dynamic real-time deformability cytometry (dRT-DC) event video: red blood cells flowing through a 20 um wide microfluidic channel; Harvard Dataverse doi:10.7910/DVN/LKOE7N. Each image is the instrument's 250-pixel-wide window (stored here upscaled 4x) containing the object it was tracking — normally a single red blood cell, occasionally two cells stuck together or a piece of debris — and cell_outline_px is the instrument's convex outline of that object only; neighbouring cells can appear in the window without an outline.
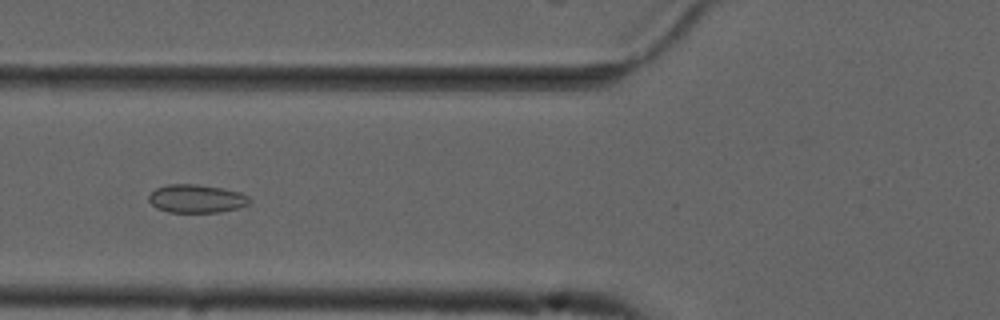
{"species": "common noctule bat (a hibernating species)", "species_latin": "Nyctalus noctula", "temperature_condition": "cold", "stored_images_in_passage": 43, "camera_frame_rate_fps": 3000, "um_per_image_px": 0.085, "animal": {"sex": "male", "forearm_length_mm": 52.5}, "frame": {"image": 1, "passage_image": 8, "time_ms": 2.333, "image_size_px": [1000, 320], "cell_outline_px": [[252, 200], [248, 204], [240, 208], [220, 212], [168, 212], [156, 208], [148, 200], [148, 196], [156, 188], [164, 184], [196, 184], [220, 188], [240, 192], [248, 196]], "centroid_in_image_um": [16.7, 16.89], "position_along_channel_um": 109.1, "area_um2": 16.7}}
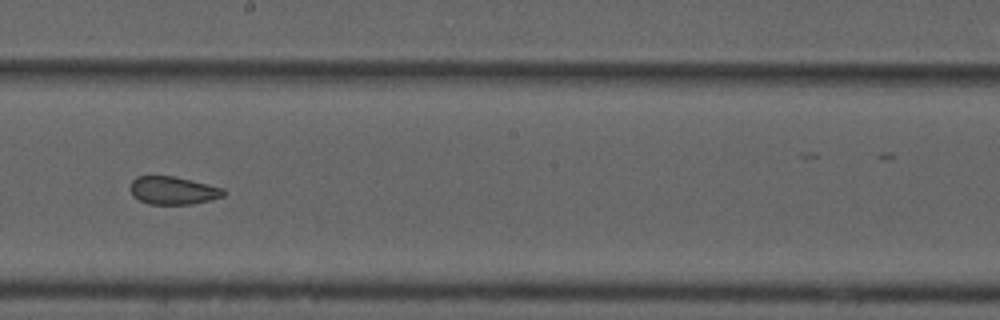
{"frame": {"image": 2, "passage_image": 18, "time_ms": 5.667, "image_size_px": [1000, 320], "cell_outline_px": [[224, 196], [212, 200], [192, 204], [148, 204], [132, 196], [128, 188], [132, 180], [136, 176], [172, 176], [208, 184], [224, 188]], "centroid_in_image_um": [14.68, 16.19], "position_along_channel_um": 233.5, "area_um2": 15.32}}
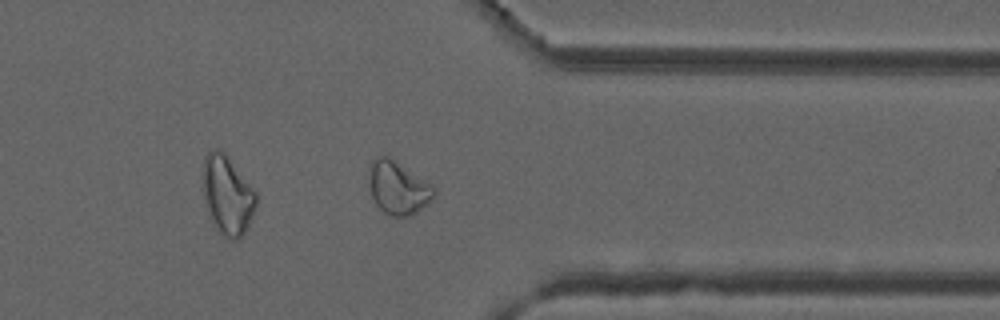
{"frame": {"image": 3, "passage_image": 30, "time_ms": 9.667, "image_size_px": [1000, 320], "cell_outline_px": [[436, 196], [428, 204], [416, 212], [408, 216], [392, 216], [384, 212], [376, 204], [372, 196], [368, 184], [368, 172], [372, 160], [376, 156], [388, 156], [432, 184], [436, 188]], "centroid_in_image_um": [33.84, 15.95], "position_along_channel_um": 377.6, "area_um2": 20.29}, "authors_computed_cell_mechanics": {"area_um2": 16.7042, "velocity_mm_per_s": 3.7301, "shape_relaxation_time_tau1_ms": null, "shape_relaxation_time_tau2_ms": 2.384, "deformation_change_tau1": null, "deformation_change_tau2": 0.0497}}